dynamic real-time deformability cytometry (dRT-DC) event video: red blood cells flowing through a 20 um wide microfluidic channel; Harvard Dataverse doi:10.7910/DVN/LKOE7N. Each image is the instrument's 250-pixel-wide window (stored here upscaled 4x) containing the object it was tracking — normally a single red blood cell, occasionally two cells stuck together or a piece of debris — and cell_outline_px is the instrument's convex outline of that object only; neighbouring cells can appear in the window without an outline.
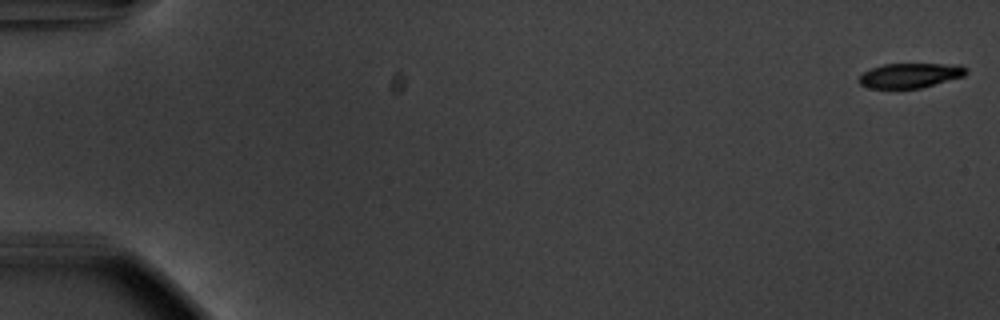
{"species": "common noctule bat (a hibernating species)", "species_latin": "Nyctalus noctula", "temperature_condition": "warm", "stored_images_in_passage": 55, "camera_frame_rate_fps": 3000, "um_per_image_px": 0.085, "animal": {"sex": "male", "body_mass_g": 20.1, "forearm_length_mm": 53.5}, "frame": {"image": 1, "passage_image": 1, "time_ms": 0.0, "image_size_px": [1000, 320], "cell_outline_px": [[968, 72], [964, 76], [920, 88], [868, 88], [860, 84], [856, 80], [864, 72], [872, 68], [884, 64], [960, 64], [968, 68]], "centroid_in_image_um": [77.38, 6.41], "position_along_channel_um": 7.6, "area_um2": 15.49}}
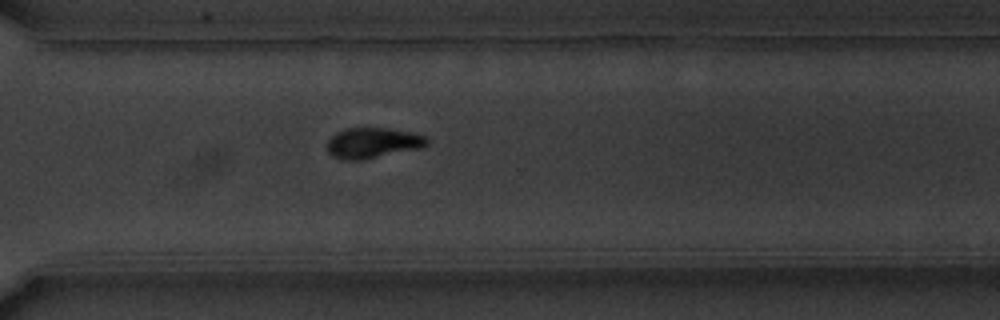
{"frame": {"image": 2, "passage_image": 41, "time_ms": 13.333, "image_size_px": [1000, 320], "cell_outline_px": [[428, 144], [420, 148], [360, 160], [344, 160], [332, 156], [328, 152], [328, 140], [336, 132], [348, 128], [388, 128], [412, 132], [428, 136]], "centroid_in_image_um": [31.7, 12.14], "position_along_channel_um": 338.9, "area_um2": 17.69}}
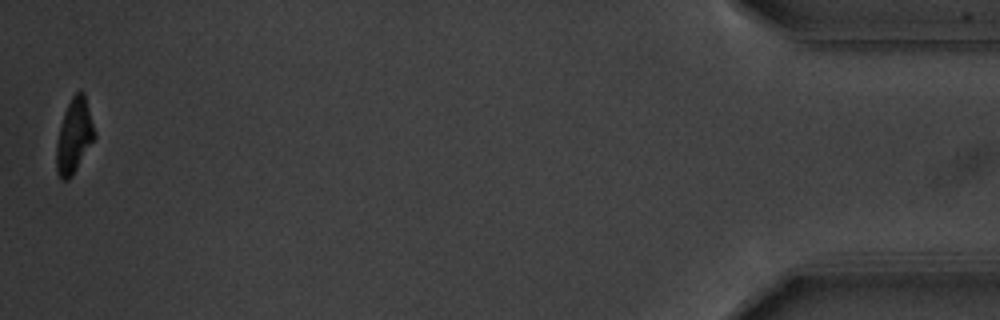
{"frame": {"image": 3, "passage_image": 55, "time_ms": 18.0, "image_size_px": [1000, 320], "cell_outline_px": [[96, 136], [72, 176], [68, 180], [64, 180], [56, 172], [56, 144], [64, 112], [72, 96], [76, 92], [84, 92], [96, 132]], "centroid_in_image_um": [6.31, 11.56], "position_along_channel_um": 428.9, "area_um2": 16.42}, "authors_computed_cell_mechanics": {"area_um2": 17.918, "velocity_mm_per_s": 3.7263, "shape_relaxation_time_tau1_ms": 2.6074, "shape_relaxation_time_tau2_ms": 4.7476, "deformation_change_tau1": 0.1772, "deformation_change_tau2": 0.1137}}